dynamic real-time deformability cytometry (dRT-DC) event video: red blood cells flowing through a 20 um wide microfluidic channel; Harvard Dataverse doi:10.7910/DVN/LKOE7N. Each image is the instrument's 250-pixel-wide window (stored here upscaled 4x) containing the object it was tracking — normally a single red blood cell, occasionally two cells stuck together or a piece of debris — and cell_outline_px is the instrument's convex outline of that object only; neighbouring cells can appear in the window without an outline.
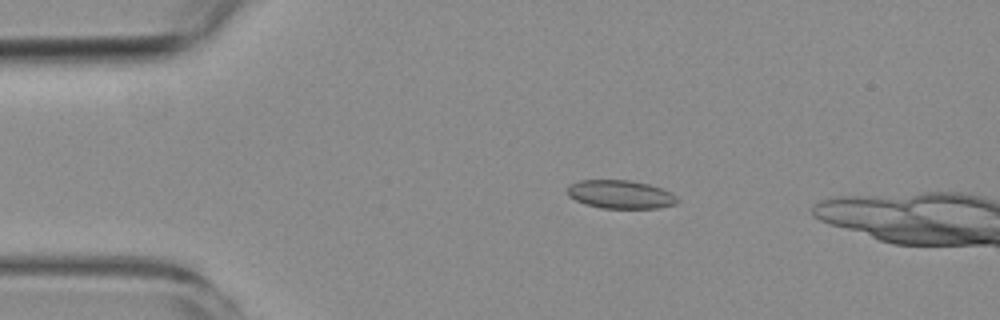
{"species": "common noctule bat (a hibernating species)", "species_latin": "Nyctalus noctula", "temperature_condition": "room temperature", "stored_images_in_passage": 6, "camera_frame_rate_fps": 3000, "um_per_image_px": 0.085, "animal": {"sex": "female", "body_mass_g": 19.3, "forearm_length_mm": 54.1}, "frame": {"image": 1, "passage_image": 4, "time_ms": 3.333, "image_size_px": [1000, 320], "cell_outline_px": [[680, 200], [676, 204], [660, 208], [600, 208], [584, 204], [568, 196], [568, 184], [580, 180], [628, 180], [648, 184], [672, 192]], "centroid_in_image_um": [52.74, 16.53], "position_along_channel_um": 32.3, "area_um2": 18.32}}